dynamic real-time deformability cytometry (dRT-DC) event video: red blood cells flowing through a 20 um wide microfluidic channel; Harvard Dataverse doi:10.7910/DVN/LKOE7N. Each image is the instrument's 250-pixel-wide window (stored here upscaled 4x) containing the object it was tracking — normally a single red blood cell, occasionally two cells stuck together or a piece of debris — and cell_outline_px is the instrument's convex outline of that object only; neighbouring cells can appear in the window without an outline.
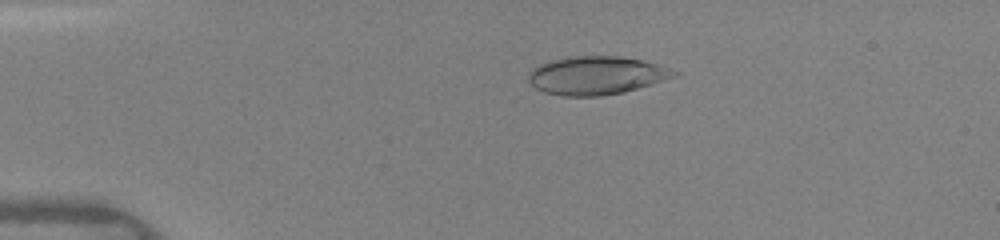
{"species": "human", "species_latin": "Homo sapiens", "temperature_condition": "warm", "stored_images_in_passage": 39, "camera_frame_rate_fps": 3000, "um_per_image_px": 0.085, "donor": {"sex": "female"}, "frame": {"image": 1, "passage_image": 1, "time_ms": 0.0, "image_size_px": [1000, 240], "cell_outline_px": [[680, 72], [676, 76], [624, 92], [600, 96], [564, 96], [544, 92], [536, 88], [528, 80], [528, 72], [532, 68], [548, 60], [568, 56], [616, 56], [644, 60]], "centroid_in_image_um": [50.65, 6.4], "position_along_channel_um": 34.4, "area_um2": 32.48}}
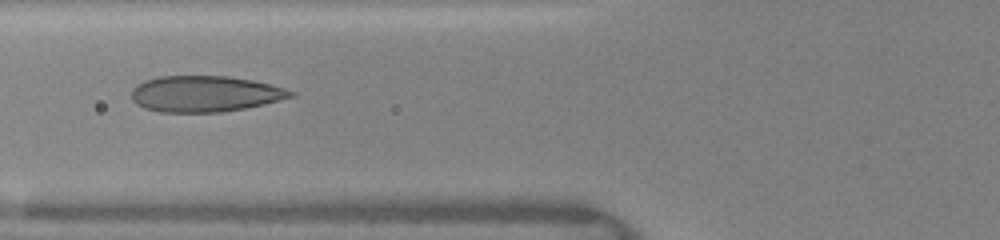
{"frame": {"image": 2, "passage_image": 10, "time_ms": 3.0, "image_size_px": [1000, 240], "cell_outline_px": [[296, 96], [264, 104], [244, 108], [220, 112], [160, 112], [144, 108], [136, 104], [132, 100], [132, 88], [136, 84], [144, 80], [156, 76], [228, 76], [252, 80], [284, 88], [296, 92]], "centroid_in_image_um": [17.39, 7.97], "position_along_channel_um": 108.4, "area_um2": 33.58}}
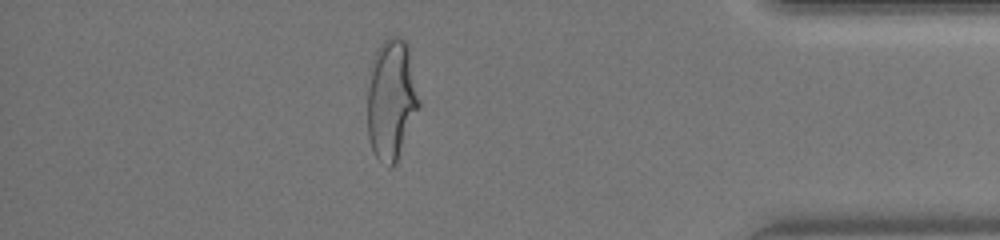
{"frame": {"image": 3, "passage_image": 33, "time_ms": 10.667, "image_size_px": [1000, 240], "cell_outline_px": [[420, 108], [396, 164], [392, 168], [388, 168], [376, 156], [372, 148], [368, 136], [368, 88], [372, 56], [376, 48], [384, 40], [392, 36], [400, 36], [408, 44], [420, 100]], "centroid_in_image_um": [33.28, 8.46], "position_along_channel_um": 401.9, "area_um2": 36.82}, "authors_computed_cell_mechanics": {"area_um2": 33.0616, "velocity_mm_per_s": 4.2314, "shape_relaxation_time_tau1_ms": 4.7244, "shape_relaxation_time_tau2_ms": null, "deformation_change_tau1": 0.2021, "deformation_change_tau2": null}}